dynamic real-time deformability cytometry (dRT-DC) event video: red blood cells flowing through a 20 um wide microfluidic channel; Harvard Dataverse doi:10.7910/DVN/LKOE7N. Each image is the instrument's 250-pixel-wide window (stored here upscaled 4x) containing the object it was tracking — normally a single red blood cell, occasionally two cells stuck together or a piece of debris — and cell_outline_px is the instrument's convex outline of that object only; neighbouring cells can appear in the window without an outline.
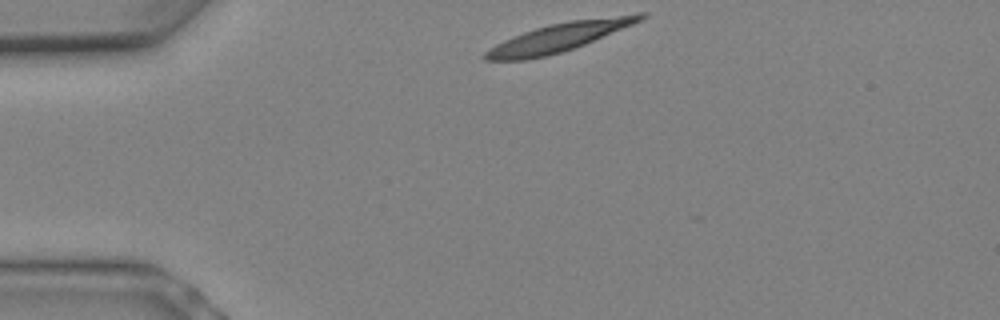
{"species": "Egyptian fruit bat (a non-hibernating species)", "species_latin": "Rousettus aegyptiacus", "temperature_condition": "warm", "stored_images_in_passage": 3, "camera_frame_rate_fps": 3000, "um_per_image_px": 0.085, "animal": {"sex": "female"}, "frame": {"image": 1, "passage_image": 1, "time_ms": 0.0, "image_size_px": [1000, 320], "cell_outline_px": [[648, 16], [632, 24], [584, 44], [548, 56], [524, 60], [484, 60], [484, 52], [488, 48], [512, 36], [536, 28], [568, 20], [640, 12], [644, 12]], "centroid_in_image_um": [47.51, 3.15], "position_along_channel_um": 37.5, "area_um2": 25.61}}